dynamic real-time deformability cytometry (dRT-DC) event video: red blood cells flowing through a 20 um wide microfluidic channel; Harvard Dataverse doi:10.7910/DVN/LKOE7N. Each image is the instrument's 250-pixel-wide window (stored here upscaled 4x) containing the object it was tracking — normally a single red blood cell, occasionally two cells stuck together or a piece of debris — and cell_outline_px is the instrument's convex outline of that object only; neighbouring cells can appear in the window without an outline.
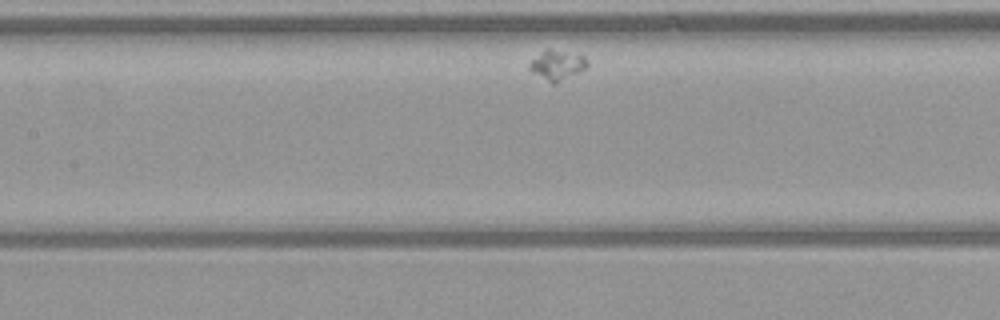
{"species": "common noctule bat (a hibernating species)", "species_latin": "Nyctalus noctula", "temperature_condition": "warm", "stored_images_in_passage": 32, "camera_frame_rate_fps": 3000, "um_per_image_px": 0.085, "animal": {"sex": "female", "body_mass_g": 21.9}, "frame": {"image": 1, "passage_image": 11, "time_ms": 3.333, "image_size_px": [1000, 320], "cell_outline_px": [[588, 64], [584, 68], [556, 84], [552, 84], [532, 72], [528, 68], [528, 64], [544, 48], [548, 48], [580, 52], [588, 60]], "centroid_in_image_um": [47.36, 5.48], "position_along_channel_um": 160.0, "area_um2": 10.35}}
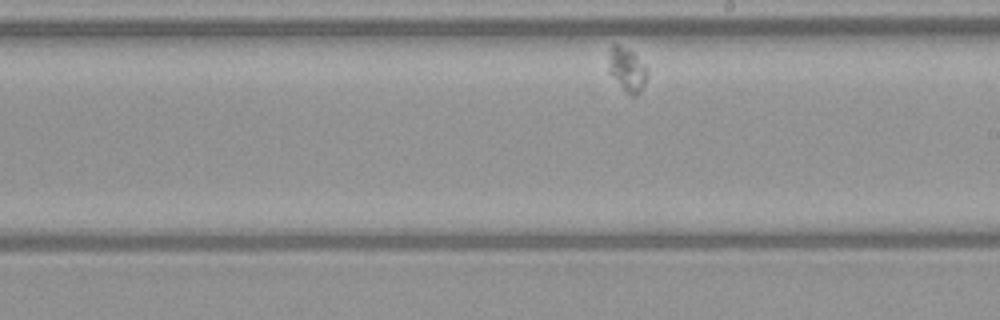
{"frame": {"image": 2, "passage_image": 19, "time_ms": 6.0, "image_size_px": [1000, 320], "cell_outline_px": [[648, 76], [640, 92], [636, 96], [632, 96], [624, 92], [608, 72], [608, 56], [612, 44], [616, 44], [632, 52], [648, 68]], "centroid_in_image_um": [53.29, 5.95], "position_along_channel_um": 235.7, "area_um2": 10.06}}
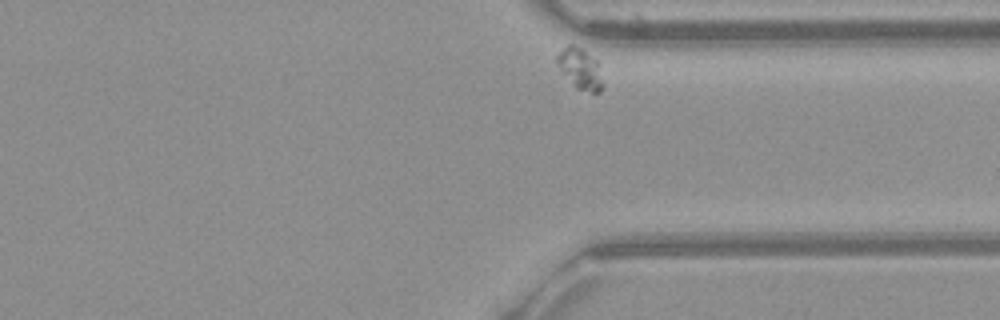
{"frame": {"image": 3, "passage_image": 32, "time_ms": 10.333, "image_size_px": [1000, 320], "cell_outline_px": [[604, 84], [600, 92], [592, 92], [576, 88], [572, 84], [556, 60], [556, 56], [568, 44], [572, 44], [580, 48], [596, 60]], "centroid_in_image_um": [49.34, 5.85], "position_along_channel_um": 362.1, "area_um2": 10.4}}